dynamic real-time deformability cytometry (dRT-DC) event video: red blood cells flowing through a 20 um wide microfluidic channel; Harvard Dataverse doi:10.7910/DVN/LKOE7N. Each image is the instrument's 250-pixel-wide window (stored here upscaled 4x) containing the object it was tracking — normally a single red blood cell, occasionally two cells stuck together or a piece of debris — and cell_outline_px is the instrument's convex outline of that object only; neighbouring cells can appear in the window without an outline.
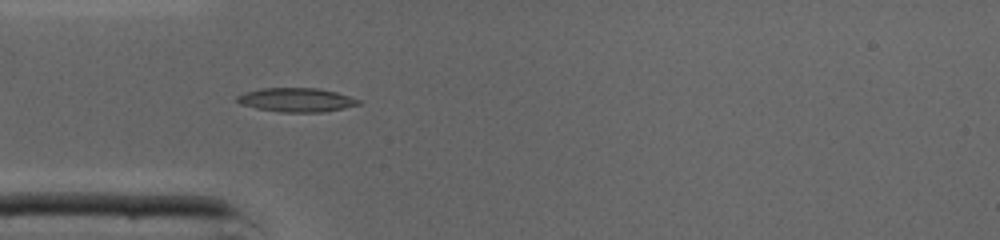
{"species": "common noctule bat (a hibernating species)", "species_latin": "Nyctalus noctula", "temperature_condition": "cold", "stored_images_in_passage": 33, "camera_frame_rate_fps": 3000, "um_per_image_px": 0.085, "animal": {"sex": "male", "body_mass_g": 19.0, "forearm_length_mm": 50.8}, "frame": {"image": 1, "passage_image": 1, "time_ms": 0.0, "image_size_px": [1000, 240], "cell_outline_px": [[360, 104], [324, 112], [280, 112], [256, 108], [240, 104], [236, 100], [236, 96], [244, 92], [260, 88], [316, 88], [336, 92], [360, 100]], "centroid_in_image_um": [25.14, 8.49], "position_along_channel_um": 59.9, "area_um2": 16.88}}
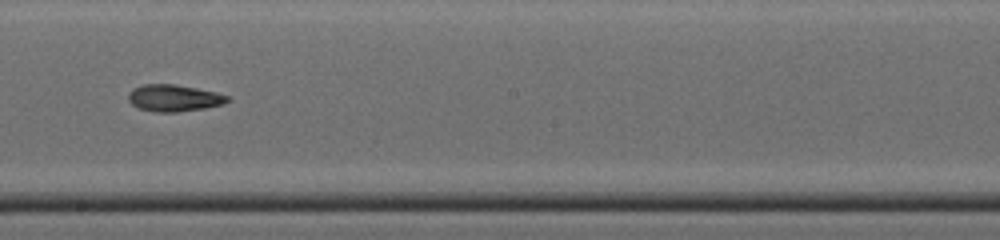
{"frame": {"image": 2, "passage_image": 13, "time_ms": 4.0, "image_size_px": [1000, 240], "cell_outline_px": [[232, 100], [224, 104], [204, 108], [176, 112], [156, 112], [140, 108], [132, 104], [128, 100], [128, 92], [132, 88], [144, 84], [172, 84], [196, 88], [216, 92], [228, 96]], "centroid_in_image_um": [14.79, 8.33], "position_along_channel_um": 233.4, "area_um2": 15.49}}
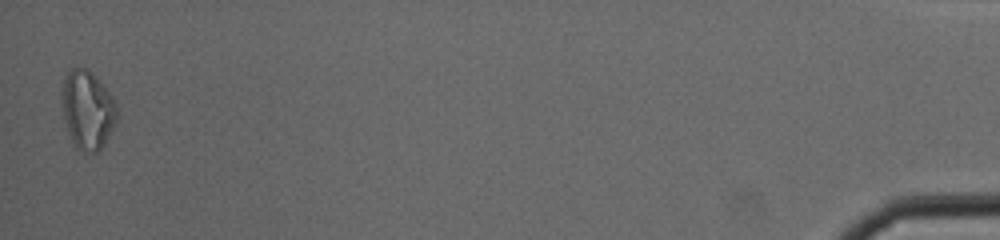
{"frame": {"image": 3, "passage_image": 33, "time_ms": 10.667, "image_size_px": [1000, 240], "cell_outline_px": [[120, 116], [104, 144], [96, 152], [88, 152], [76, 148], [68, 132], [64, 120], [60, 104], [60, 92], [64, 80], [68, 72], [72, 68], [88, 68], [96, 76], [108, 92], [116, 104]], "centroid_in_image_um": [7.43, 9.33], "position_along_channel_um": 427.8, "area_um2": 25.49}, "authors_computed_cell_mechanics": {"area_um2": 15.4904, "velocity_mm_per_s": 4.3762, "shape_relaxation_time_tau1_ms": 2.6082, "shape_relaxation_time_tau2_ms": null, "deformation_change_tau1": 0.1504, "deformation_change_tau2": null}}